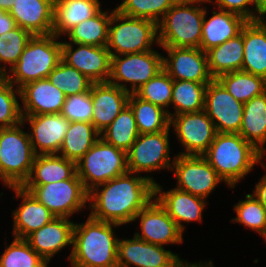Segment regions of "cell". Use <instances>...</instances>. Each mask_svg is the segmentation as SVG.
Instances as JSON below:
<instances>
[{"mask_svg": "<svg viewBox=\"0 0 266 267\" xmlns=\"http://www.w3.org/2000/svg\"><path fill=\"white\" fill-rule=\"evenodd\" d=\"M61 114L69 122L91 123L93 115L91 89L87 92L67 96Z\"/></svg>", "mask_w": 266, "mask_h": 267, "instance_id": "f6af8a7d", "label": "cell"}, {"mask_svg": "<svg viewBox=\"0 0 266 267\" xmlns=\"http://www.w3.org/2000/svg\"><path fill=\"white\" fill-rule=\"evenodd\" d=\"M206 12L205 9L200 42V49L204 52L236 37L248 21L241 15L225 10L213 11V16L206 20Z\"/></svg>", "mask_w": 266, "mask_h": 267, "instance_id": "4316f807", "label": "cell"}, {"mask_svg": "<svg viewBox=\"0 0 266 267\" xmlns=\"http://www.w3.org/2000/svg\"><path fill=\"white\" fill-rule=\"evenodd\" d=\"M130 92L109 82L93 83L91 99L93 115L91 123L101 133L128 105Z\"/></svg>", "mask_w": 266, "mask_h": 267, "instance_id": "44dd1931", "label": "cell"}, {"mask_svg": "<svg viewBox=\"0 0 266 267\" xmlns=\"http://www.w3.org/2000/svg\"><path fill=\"white\" fill-rule=\"evenodd\" d=\"M124 56V58H122ZM111 55L109 83L134 93L163 69V56L155 50L125 55ZM116 81L129 82L131 90Z\"/></svg>", "mask_w": 266, "mask_h": 267, "instance_id": "30bf717a", "label": "cell"}, {"mask_svg": "<svg viewBox=\"0 0 266 267\" xmlns=\"http://www.w3.org/2000/svg\"><path fill=\"white\" fill-rule=\"evenodd\" d=\"M13 86L5 75L0 78V129L23 122L21 107L16 99Z\"/></svg>", "mask_w": 266, "mask_h": 267, "instance_id": "7bdbcfd3", "label": "cell"}, {"mask_svg": "<svg viewBox=\"0 0 266 267\" xmlns=\"http://www.w3.org/2000/svg\"><path fill=\"white\" fill-rule=\"evenodd\" d=\"M154 197L182 232L184 225L181 222L202 221V212L206 205L203 198L177 188L162 192L158 183L154 185Z\"/></svg>", "mask_w": 266, "mask_h": 267, "instance_id": "7402d4cb", "label": "cell"}, {"mask_svg": "<svg viewBox=\"0 0 266 267\" xmlns=\"http://www.w3.org/2000/svg\"><path fill=\"white\" fill-rule=\"evenodd\" d=\"M100 132L88 122H70L59 150L68 160L77 163L99 139Z\"/></svg>", "mask_w": 266, "mask_h": 267, "instance_id": "1f68e13d", "label": "cell"}, {"mask_svg": "<svg viewBox=\"0 0 266 267\" xmlns=\"http://www.w3.org/2000/svg\"><path fill=\"white\" fill-rule=\"evenodd\" d=\"M173 89V79L162 69L147 83L138 88L134 94L140 99L150 102L154 105L169 107L171 104Z\"/></svg>", "mask_w": 266, "mask_h": 267, "instance_id": "ab89813d", "label": "cell"}, {"mask_svg": "<svg viewBox=\"0 0 266 267\" xmlns=\"http://www.w3.org/2000/svg\"><path fill=\"white\" fill-rule=\"evenodd\" d=\"M172 4H185V3H190V2H195V1H201V0H170Z\"/></svg>", "mask_w": 266, "mask_h": 267, "instance_id": "f5cc1de1", "label": "cell"}, {"mask_svg": "<svg viewBox=\"0 0 266 267\" xmlns=\"http://www.w3.org/2000/svg\"><path fill=\"white\" fill-rule=\"evenodd\" d=\"M168 58L163 57V69L173 80H186L203 84L210 83L211 75L207 54L200 48H164Z\"/></svg>", "mask_w": 266, "mask_h": 267, "instance_id": "2e32d148", "label": "cell"}, {"mask_svg": "<svg viewBox=\"0 0 266 267\" xmlns=\"http://www.w3.org/2000/svg\"><path fill=\"white\" fill-rule=\"evenodd\" d=\"M45 261L25 239L14 238L0 257V267H47Z\"/></svg>", "mask_w": 266, "mask_h": 267, "instance_id": "f35d334b", "label": "cell"}, {"mask_svg": "<svg viewBox=\"0 0 266 267\" xmlns=\"http://www.w3.org/2000/svg\"><path fill=\"white\" fill-rule=\"evenodd\" d=\"M24 104L22 115L60 114L65 94L47 78L30 82L16 90Z\"/></svg>", "mask_w": 266, "mask_h": 267, "instance_id": "ffe728a7", "label": "cell"}, {"mask_svg": "<svg viewBox=\"0 0 266 267\" xmlns=\"http://www.w3.org/2000/svg\"><path fill=\"white\" fill-rule=\"evenodd\" d=\"M243 47L242 28L241 33L236 37L207 50L206 54L211 75L217 78L224 73L242 70Z\"/></svg>", "mask_w": 266, "mask_h": 267, "instance_id": "4dcf8cb0", "label": "cell"}, {"mask_svg": "<svg viewBox=\"0 0 266 267\" xmlns=\"http://www.w3.org/2000/svg\"><path fill=\"white\" fill-rule=\"evenodd\" d=\"M16 2L17 0H0V8L9 12Z\"/></svg>", "mask_w": 266, "mask_h": 267, "instance_id": "816d5d0a", "label": "cell"}, {"mask_svg": "<svg viewBox=\"0 0 266 267\" xmlns=\"http://www.w3.org/2000/svg\"><path fill=\"white\" fill-rule=\"evenodd\" d=\"M139 131L135 117L129 105L107 126L100 137L108 144L127 152L138 138Z\"/></svg>", "mask_w": 266, "mask_h": 267, "instance_id": "d590c367", "label": "cell"}, {"mask_svg": "<svg viewBox=\"0 0 266 267\" xmlns=\"http://www.w3.org/2000/svg\"><path fill=\"white\" fill-rule=\"evenodd\" d=\"M227 185L234 188L264 156L239 133H217L202 155Z\"/></svg>", "mask_w": 266, "mask_h": 267, "instance_id": "3957f363", "label": "cell"}, {"mask_svg": "<svg viewBox=\"0 0 266 267\" xmlns=\"http://www.w3.org/2000/svg\"><path fill=\"white\" fill-rule=\"evenodd\" d=\"M24 122L0 129V179L7 187H21L28 179L36 154Z\"/></svg>", "mask_w": 266, "mask_h": 267, "instance_id": "8992f818", "label": "cell"}, {"mask_svg": "<svg viewBox=\"0 0 266 267\" xmlns=\"http://www.w3.org/2000/svg\"><path fill=\"white\" fill-rule=\"evenodd\" d=\"M255 4V13L257 12V20L263 19L266 15V0H251Z\"/></svg>", "mask_w": 266, "mask_h": 267, "instance_id": "681fc988", "label": "cell"}, {"mask_svg": "<svg viewBox=\"0 0 266 267\" xmlns=\"http://www.w3.org/2000/svg\"><path fill=\"white\" fill-rule=\"evenodd\" d=\"M23 199L21 205L13 211V235L26 239L31 233L51 222L56 216L39 202L30 192L22 187H10Z\"/></svg>", "mask_w": 266, "mask_h": 267, "instance_id": "cb8c5ba5", "label": "cell"}, {"mask_svg": "<svg viewBox=\"0 0 266 267\" xmlns=\"http://www.w3.org/2000/svg\"><path fill=\"white\" fill-rule=\"evenodd\" d=\"M7 11L3 8H0V20L3 19V15L6 13Z\"/></svg>", "mask_w": 266, "mask_h": 267, "instance_id": "11a10c76", "label": "cell"}, {"mask_svg": "<svg viewBox=\"0 0 266 267\" xmlns=\"http://www.w3.org/2000/svg\"><path fill=\"white\" fill-rule=\"evenodd\" d=\"M99 0H54L52 34L60 37L81 22L97 15Z\"/></svg>", "mask_w": 266, "mask_h": 267, "instance_id": "83f0119b", "label": "cell"}, {"mask_svg": "<svg viewBox=\"0 0 266 267\" xmlns=\"http://www.w3.org/2000/svg\"><path fill=\"white\" fill-rule=\"evenodd\" d=\"M177 254L162 245L152 244L134 235L133 239L118 240V267H176L180 262Z\"/></svg>", "mask_w": 266, "mask_h": 267, "instance_id": "e0dca14e", "label": "cell"}, {"mask_svg": "<svg viewBox=\"0 0 266 267\" xmlns=\"http://www.w3.org/2000/svg\"><path fill=\"white\" fill-rule=\"evenodd\" d=\"M121 22L116 24L117 22ZM114 24V26H112ZM157 24L149 19L133 18L112 11L109 24L107 49L111 55H125L152 50L158 43ZM112 49L115 51H112Z\"/></svg>", "mask_w": 266, "mask_h": 267, "instance_id": "ba28073f", "label": "cell"}, {"mask_svg": "<svg viewBox=\"0 0 266 267\" xmlns=\"http://www.w3.org/2000/svg\"><path fill=\"white\" fill-rule=\"evenodd\" d=\"M17 27L15 20L10 15V13L7 11L3 15V19L0 20V35H3L4 33H7L9 31H12Z\"/></svg>", "mask_w": 266, "mask_h": 267, "instance_id": "c3c4849f", "label": "cell"}, {"mask_svg": "<svg viewBox=\"0 0 266 267\" xmlns=\"http://www.w3.org/2000/svg\"><path fill=\"white\" fill-rule=\"evenodd\" d=\"M247 21L243 26L242 70L266 80V20Z\"/></svg>", "mask_w": 266, "mask_h": 267, "instance_id": "484cf974", "label": "cell"}, {"mask_svg": "<svg viewBox=\"0 0 266 267\" xmlns=\"http://www.w3.org/2000/svg\"><path fill=\"white\" fill-rule=\"evenodd\" d=\"M245 197L246 200H241L234 206L237 217L232 219V222L244 224L264 238L266 236V208L254 195L246 194Z\"/></svg>", "mask_w": 266, "mask_h": 267, "instance_id": "b9f144b4", "label": "cell"}, {"mask_svg": "<svg viewBox=\"0 0 266 267\" xmlns=\"http://www.w3.org/2000/svg\"><path fill=\"white\" fill-rule=\"evenodd\" d=\"M239 134L264 154L263 146L266 143V92L244 103Z\"/></svg>", "mask_w": 266, "mask_h": 267, "instance_id": "f546056e", "label": "cell"}, {"mask_svg": "<svg viewBox=\"0 0 266 267\" xmlns=\"http://www.w3.org/2000/svg\"><path fill=\"white\" fill-rule=\"evenodd\" d=\"M153 201L151 200L134 217V221L140 218L142 230L141 234L134 233L135 236L143 241L158 245L181 243L183 232L159 202L155 198Z\"/></svg>", "mask_w": 266, "mask_h": 267, "instance_id": "ac0fdd59", "label": "cell"}, {"mask_svg": "<svg viewBox=\"0 0 266 267\" xmlns=\"http://www.w3.org/2000/svg\"><path fill=\"white\" fill-rule=\"evenodd\" d=\"M115 223L91 216L85 223L74 225L73 245L69 259L72 267H118V240L112 230Z\"/></svg>", "mask_w": 266, "mask_h": 267, "instance_id": "7a4b0ae2", "label": "cell"}, {"mask_svg": "<svg viewBox=\"0 0 266 267\" xmlns=\"http://www.w3.org/2000/svg\"><path fill=\"white\" fill-rule=\"evenodd\" d=\"M128 105L132 109L139 134L158 133L170 127L169 111L144 101L130 93Z\"/></svg>", "mask_w": 266, "mask_h": 267, "instance_id": "d6a6232c", "label": "cell"}, {"mask_svg": "<svg viewBox=\"0 0 266 267\" xmlns=\"http://www.w3.org/2000/svg\"><path fill=\"white\" fill-rule=\"evenodd\" d=\"M32 36L28 30L18 26L12 31L0 35V63L10 64L12 68Z\"/></svg>", "mask_w": 266, "mask_h": 267, "instance_id": "ee69618b", "label": "cell"}, {"mask_svg": "<svg viewBox=\"0 0 266 267\" xmlns=\"http://www.w3.org/2000/svg\"><path fill=\"white\" fill-rule=\"evenodd\" d=\"M127 172L96 186L89 192L90 216L118 225L134 221L136 214L154 198L152 177L132 176ZM102 186V190H98Z\"/></svg>", "mask_w": 266, "mask_h": 267, "instance_id": "6da1fadb", "label": "cell"}, {"mask_svg": "<svg viewBox=\"0 0 266 267\" xmlns=\"http://www.w3.org/2000/svg\"><path fill=\"white\" fill-rule=\"evenodd\" d=\"M56 39L54 34L33 35L17 63L9 68L12 75H5L9 82L18 84L20 89L30 82L47 78L61 60V42Z\"/></svg>", "mask_w": 266, "mask_h": 267, "instance_id": "277c9868", "label": "cell"}, {"mask_svg": "<svg viewBox=\"0 0 266 267\" xmlns=\"http://www.w3.org/2000/svg\"><path fill=\"white\" fill-rule=\"evenodd\" d=\"M257 200L266 208V175L256 184L253 194Z\"/></svg>", "mask_w": 266, "mask_h": 267, "instance_id": "7dc6e473", "label": "cell"}, {"mask_svg": "<svg viewBox=\"0 0 266 267\" xmlns=\"http://www.w3.org/2000/svg\"><path fill=\"white\" fill-rule=\"evenodd\" d=\"M56 217L68 218L79 212L88 201L89 193L75 173L70 179L46 185H22Z\"/></svg>", "mask_w": 266, "mask_h": 267, "instance_id": "9c48e42d", "label": "cell"}, {"mask_svg": "<svg viewBox=\"0 0 266 267\" xmlns=\"http://www.w3.org/2000/svg\"><path fill=\"white\" fill-rule=\"evenodd\" d=\"M207 85L186 80H173L171 103L176 111L174 114L169 113V117L204 110Z\"/></svg>", "mask_w": 266, "mask_h": 267, "instance_id": "8d00e7d4", "label": "cell"}, {"mask_svg": "<svg viewBox=\"0 0 266 267\" xmlns=\"http://www.w3.org/2000/svg\"><path fill=\"white\" fill-rule=\"evenodd\" d=\"M9 13L18 27L32 35L52 34L54 0H17Z\"/></svg>", "mask_w": 266, "mask_h": 267, "instance_id": "d4e9b609", "label": "cell"}, {"mask_svg": "<svg viewBox=\"0 0 266 267\" xmlns=\"http://www.w3.org/2000/svg\"><path fill=\"white\" fill-rule=\"evenodd\" d=\"M127 172V152L106 143L101 137L76 163V174L88 193Z\"/></svg>", "mask_w": 266, "mask_h": 267, "instance_id": "52a82bcc", "label": "cell"}, {"mask_svg": "<svg viewBox=\"0 0 266 267\" xmlns=\"http://www.w3.org/2000/svg\"><path fill=\"white\" fill-rule=\"evenodd\" d=\"M174 159L171 170L181 191L205 199L223 181L203 156L178 154Z\"/></svg>", "mask_w": 266, "mask_h": 267, "instance_id": "7c38bea8", "label": "cell"}, {"mask_svg": "<svg viewBox=\"0 0 266 267\" xmlns=\"http://www.w3.org/2000/svg\"><path fill=\"white\" fill-rule=\"evenodd\" d=\"M204 110L217 133H239L244 103L236 100L216 78L207 85Z\"/></svg>", "mask_w": 266, "mask_h": 267, "instance_id": "5bb4252c", "label": "cell"}, {"mask_svg": "<svg viewBox=\"0 0 266 267\" xmlns=\"http://www.w3.org/2000/svg\"><path fill=\"white\" fill-rule=\"evenodd\" d=\"M172 6L170 0H123L115 10L128 17L149 19L158 24Z\"/></svg>", "mask_w": 266, "mask_h": 267, "instance_id": "60d3db41", "label": "cell"}, {"mask_svg": "<svg viewBox=\"0 0 266 267\" xmlns=\"http://www.w3.org/2000/svg\"><path fill=\"white\" fill-rule=\"evenodd\" d=\"M171 125L186 149V152L184 151L180 155L202 156L217 134L215 125L205 110L170 115Z\"/></svg>", "mask_w": 266, "mask_h": 267, "instance_id": "4fadbf2b", "label": "cell"}, {"mask_svg": "<svg viewBox=\"0 0 266 267\" xmlns=\"http://www.w3.org/2000/svg\"><path fill=\"white\" fill-rule=\"evenodd\" d=\"M169 131L139 134L127 151V165L131 173L151 172L157 169L172 168L169 156Z\"/></svg>", "mask_w": 266, "mask_h": 267, "instance_id": "8fae6325", "label": "cell"}, {"mask_svg": "<svg viewBox=\"0 0 266 267\" xmlns=\"http://www.w3.org/2000/svg\"><path fill=\"white\" fill-rule=\"evenodd\" d=\"M208 2H215L217 3L219 10L236 13L238 15H241L248 21L257 20V15H254V12L251 11V9L249 10V8L247 7L249 4H252L251 0H208Z\"/></svg>", "mask_w": 266, "mask_h": 267, "instance_id": "bcb514c9", "label": "cell"}, {"mask_svg": "<svg viewBox=\"0 0 266 267\" xmlns=\"http://www.w3.org/2000/svg\"><path fill=\"white\" fill-rule=\"evenodd\" d=\"M47 79L51 84L60 89L66 97L87 92L93 84L85 75L65 63L62 59L50 72Z\"/></svg>", "mask_w": 266, "mask_h": 267, "instance_id": "74e56055", "label": "cell"}, {"mask_svg": "<svg viewBox=\"0 0 266 267\" xmlns=\"http://www.w3.org/2000/svg\"><path fill=\"white\" fill-rule=\"evenodd\" d=\"M75 173L74 161L58 154H38L34 158L30 175L23 185H46L70 179Z\"/></svg>", "mask_w": 266, "mask_h": 267, "instance_id": "f1b7e54d", "label": "cell"}, {"mask_svg": "<svg viewBox=\"0 0 266 267\" xmlns=\"http://www.w3.org/2000/svg\"><path fill=\"white\" fill-rule=\"evenodd\" d=\"M176 267H214L212 261H209L205 266L201 263H184L182 260L177 264Z\"/></svg>", "mask_w": 266, "mask_h": 267, "instance_id": "f907efd6", "label": "cell"}, {"mask_svg": "<svg viewBox=\"0 0 266 267\" xmlns=\"http://www.w3.org/2000/svg\"><path fill=\"white\" fill-rule=\"evenodd\" d=\"M65 217H55L51 222L31 233L25 240L45 261L67 245H73L75 223Z\"/></svg>", "mask_w": 266, "mask_h": 267, "instance_id": "603a6c76", "label": "cell"}, {"mask_svg": "<svg viewBox=\"0 0 266 267\" xmlns=\"http://www.w3.org/2000/svg\"><path fill=\"white\" fill-rule=\"evenodd\" d=\"M61 42V59L76 68L93 83L108 82L111 74V53L107 47Z\"/></svg>", "mask_w": 266, "mask_h": 267, "instance_id": "9a60e30c", "label": "cell"}, {"mask_svg": "<svg viewBox=\"0 0 266 267\" xmlns=\"http://www.w3.org/2000/svg\"><path fill=\"white\" fill-rule=\"evenodd\" d=\"M6 66L5 67H0V78L3 76V75H6L8 72H6Z\"/></svg>", "mask_w": 266, "mask_h": 267, "instance_id": "db71d44e", "label": "cell"}, {"mask_svg": "<svg viewBox=\"0 0 266 267\" xmlns=\"http://www.w3.org/2000/svg\"><path fill=\"white\" fill-rule=\"evenodd\" d=\"M216 79L236 100L242 103L266 92V80L263 77L243 70L224 73Z\"/></svg>", "mask_w": 266, "mask_h": 267, "instance_id": "836d02e7", "label": "cell"}, {"mask_svg": "<svg viewBox=\"0 0 266 267\" xmlns=\"http://www.w3.org/2000/svg\"><path fill=\"white\" fill-rule=\"evenodd\" d=\"M202 2L207 3L208 0L173 4L157 24V44L162 48H200L205 9L193 5Z\"/></svg>", "mask_w": 266, "mask_h": 267, "instance_id": "5b68a950", "label": "cell"}, {"mask_svg": "<svg viewBox=\"0 0 266 267\" xmlns=\"http://www.w3.org/2000/svg\"><path fill=\"white\" fill-rule=\"evenodd\" d=\"M22 116L23 122L27 120L32 129L29 137L34 153L58 154L70 122L61 113Z\"/></svg>", "mask_w": 266, "mask_h": 267, "instance_id": "d6986e66", "label": "cell"}, {"mask_svg": "<svg viewBox=\"0 0 266 267\" xmlns=\"http://www.w3.org/2000/svg\"><path fill=\"white\" fill-rule=\"evenodd\" d=\"M112 13L100 11L94 17L73 27L66 34L72 44H86L106 47Z\"/></svg>", "mask_w": 266, "mask_h": 267, "instance_id": "e575fe53", "label": "cell"}]
</instances>
